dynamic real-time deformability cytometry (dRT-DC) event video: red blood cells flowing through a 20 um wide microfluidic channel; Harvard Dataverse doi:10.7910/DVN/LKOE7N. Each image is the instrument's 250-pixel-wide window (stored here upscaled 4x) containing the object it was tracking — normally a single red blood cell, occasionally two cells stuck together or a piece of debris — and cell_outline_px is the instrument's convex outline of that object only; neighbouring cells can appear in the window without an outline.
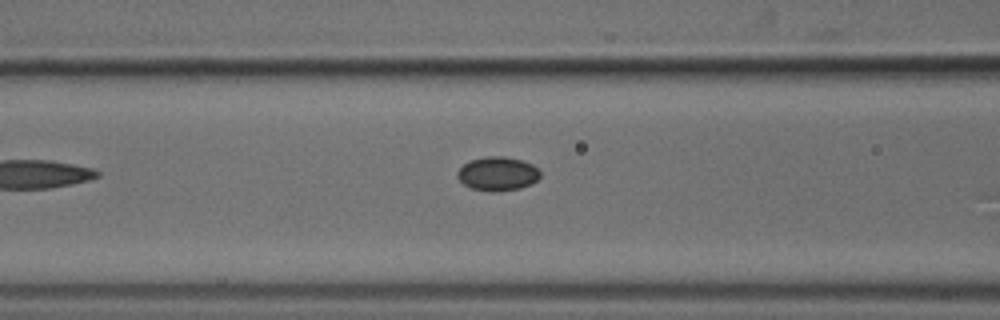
{"species": "common noctule bat (a hibernating species)", "species_latin": "Nyctalus noctula", "temperature_condition": "cold", "stored_images_in_passage": 13, "camera_frame_rate_fps": 3000, "um_per_image_px": 0.085, "animal": {"sex": "male", "body_mass_g": 18.8}, "frame": {"image": 1, "passage_image": 3, "time_ms": 0.667, "image_size_px": [1000, 320], "cell_outline_px": [[540, 176], [532, 184], [520, 188], [500, 192], [492, 192], [472, 188], [464, 184], [456, 176], [456, 172], [464, 164], [472, 160], [484, 156], [504, 156], [524, 160], [532, 164], [540, 172]], "centroid_in_image_um": [42.3, 14.77], "position_along_channel_um": 124.3, "area_um2": 16.47}}